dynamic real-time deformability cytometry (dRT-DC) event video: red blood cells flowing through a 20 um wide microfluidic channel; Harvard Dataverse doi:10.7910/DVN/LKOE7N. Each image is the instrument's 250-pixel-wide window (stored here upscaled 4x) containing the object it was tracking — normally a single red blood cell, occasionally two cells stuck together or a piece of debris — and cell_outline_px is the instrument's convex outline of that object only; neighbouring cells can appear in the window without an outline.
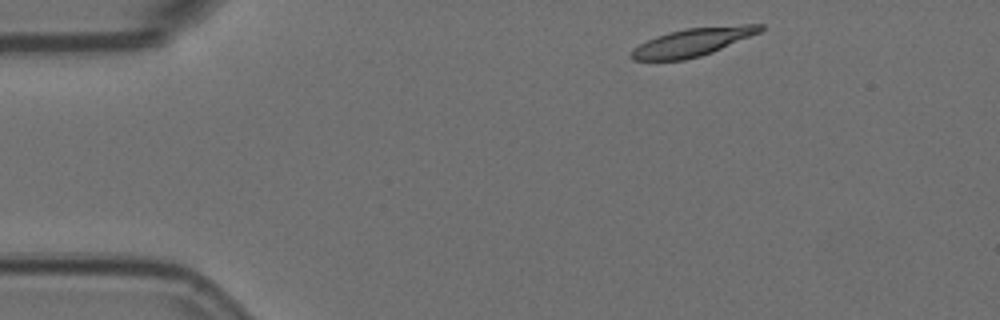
{"species": "Egyptian fruit bat (a non-hibernating species)", "species_latin": "Rousettus aegyptiacus", "temperature_condition": "room temperature", "stored_images_in_passage": 3, "camera_frame_rate_fps": 3000, "um_per_image_px": 0.085, "animal": {"sex": "female"}, "frame": {"image": 1, "passage_image": 1, "time_ms": 0.0, "image_size_px": [1000, 320], "cell_outline_px": [[764, 28], [760, 32], [712, 52], [700, 56], [684, 60], [632, 60], [628, 56], [640, 44], [656, 36], [668, 32], [684, 28], [744, 24], [764, 24]], "centroid_in_image_um": [58.88, 3.57], "position_along_channel_um": 26.1, "area_um2": 20.92}}